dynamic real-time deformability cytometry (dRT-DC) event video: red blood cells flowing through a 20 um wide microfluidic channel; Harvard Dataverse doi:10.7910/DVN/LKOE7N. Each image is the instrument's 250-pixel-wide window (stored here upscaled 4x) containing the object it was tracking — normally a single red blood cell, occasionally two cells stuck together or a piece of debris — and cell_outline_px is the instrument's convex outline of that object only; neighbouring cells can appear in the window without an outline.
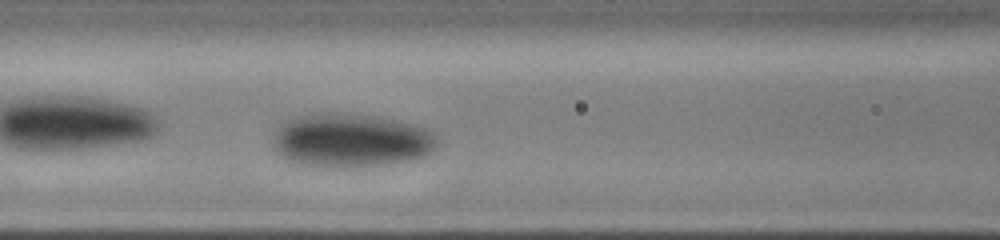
{"species": "human", "species_latin": "Homo sapiens", "temperature_condition": "cold", "stored_images_in_passage": 12, "camera_frame_rate_fps": 3000, "um_per_image_px": 0.085, "donor": {"sex": "male"}, "frame": {"image": 1, "passage_image": 12, "time_ms": 8.0, "image_size_px": [1000, 240], "cell_outline_px": [[440, 144], [428, 156], [388, 164], [352, 168], [324, 168], [296, 164], [280, 156], [276, 152], [272, 132], [288, 120], [296, 116], [320, 112], [336, 112], [372, 116], [392, 120], [424, 128], [432, 132], [436, 136]], "centroid_in_image_um": [29.8, 11.96], "position_along_channel_um": 136.8, "area_um2": 52.14}}